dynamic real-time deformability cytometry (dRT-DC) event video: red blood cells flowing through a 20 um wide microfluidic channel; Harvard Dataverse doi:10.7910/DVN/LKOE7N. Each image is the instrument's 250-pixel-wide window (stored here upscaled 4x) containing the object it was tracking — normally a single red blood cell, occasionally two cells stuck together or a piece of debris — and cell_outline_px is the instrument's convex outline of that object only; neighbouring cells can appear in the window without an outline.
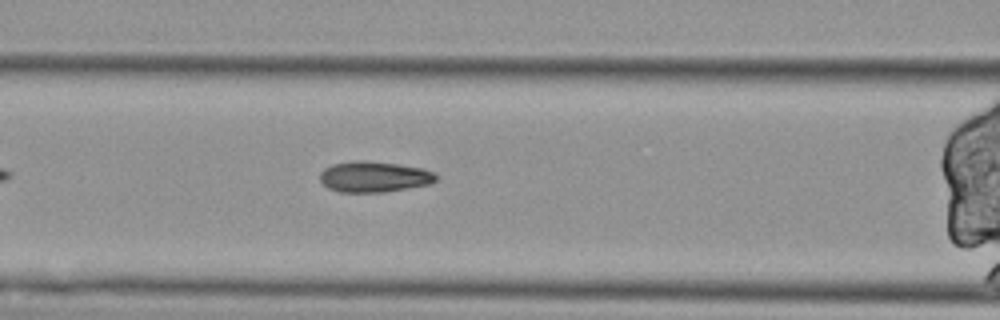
{"species": "Egyptian fruit bat (a non-hibernating species)", "species_latin": "Rousettus aegyptiacus", "temperature_condition": "cold", "stored_images_in_passage": 43, "segment_of_instrument_passage": [2, 2], "camera_frame_rate_fps": 3000, "um_per_image_px": 0.085, "animal": {"sex": "female"}, "frame": {"image": 1, "passage_image": 10, "time_ms": 3.0, "image_size_px": [1000, 320], "cell_outline_px": [[436, 180], [432, 184], [384, 192], [340, 192], [328, 188], [320, 180], [320, 172], [324, 168], [332, 164], [352, 160], [364, 160], [396, 164], [424, 168], [436, 172]], "centroid_in_image_um": [31.81, 15.02], "position_along_channel_um": 134.8, "area_um2": 21.04}}
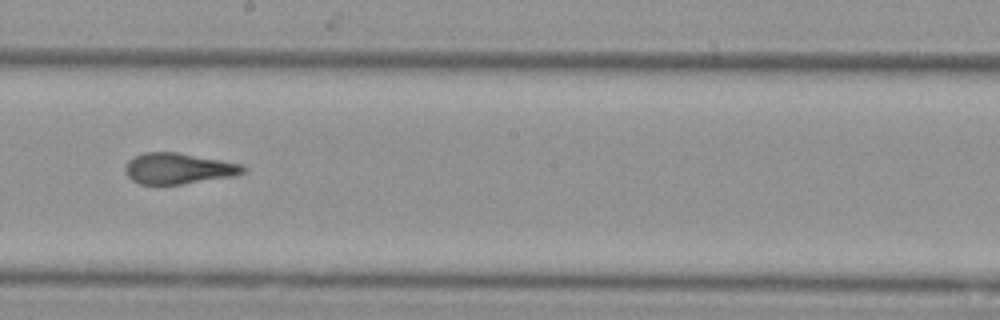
{"frame": {"image": 2, "passage_image": 19, "time_ms": 6.0, "image_size_px": [1000, 320], "cell_outline_px": [[248, 168], [244, 172], [236, 176], [184, 184], [140, 184], [132, 180], [128, 176], [124, 168], [128, 160], [144, 152], [176, 152], [244, 164]], "centroid_in_image_um": [15.21, 14.32], "position_along_channel_um": 233.0, "area_um2": 21.39}}
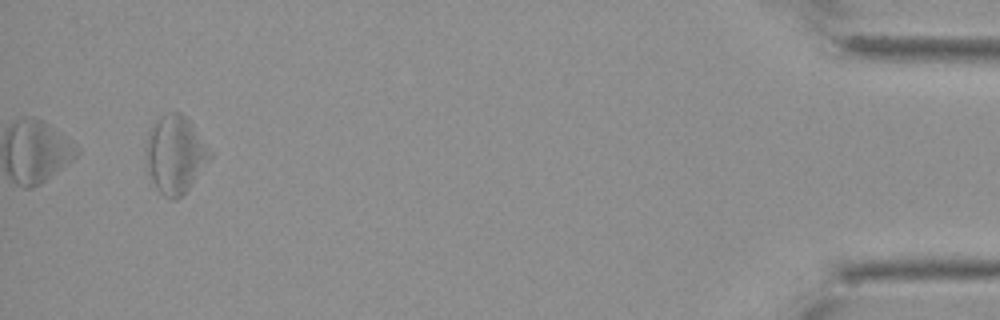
{"frame": {"image": 3, "passage_image": 43, "time_ms": 14.0, "image_size_px": [1000, 320], "cell_outline_px": [[212, 156], [188, 188], [176, 200], [172, 200], [164, 196], [156, 188], [148, 172], [144, 160], [144, 148], [148, 128], [160, 116], [168, 112], [180, 112], [188, 120], [212, 152]], "centroid_in_image_um": [14.82, 13.11], "position_along_channel_um": 420.4, "area_um2": 29.02}}